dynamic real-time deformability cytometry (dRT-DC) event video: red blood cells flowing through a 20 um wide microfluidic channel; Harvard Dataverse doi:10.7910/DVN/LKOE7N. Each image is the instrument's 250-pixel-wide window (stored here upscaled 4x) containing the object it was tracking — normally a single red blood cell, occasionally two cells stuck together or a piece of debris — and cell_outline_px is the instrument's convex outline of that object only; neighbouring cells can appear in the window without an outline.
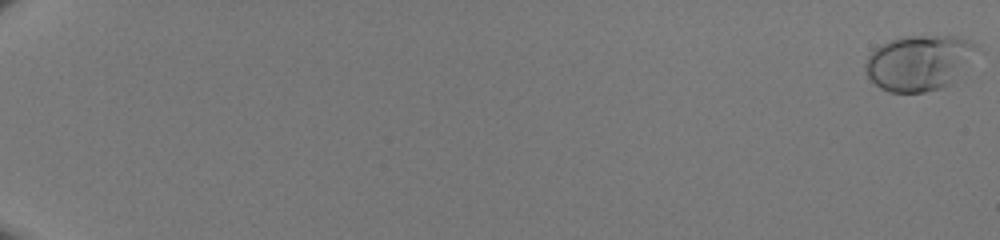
{"species": "human", "species_latin": "Homo sapiens", "temperature_condition": "room temperature", "stored_images_in_passage": 52, "camera_frame_rate_fps": 3000, "um_per_image_px": 0.085, "donor": {"sex": "male"}, "frame": {"image": 1, "passage_image": 1, "time_ms": 0.0, "image_size_px": [1000, 240], "cell_outline_px": [[984, 52], [952, 84], [940, 88], [924, 92], [888, 92], [880, 88], [864, 72], [864, 64], [868, 56], [880, 44], [904, 36], [960, 36], [972, 40]], "centroid_in_image_um": [78.25, 5.32], "position_along_channel_um": 6.8, "area_um2": 37.11}}
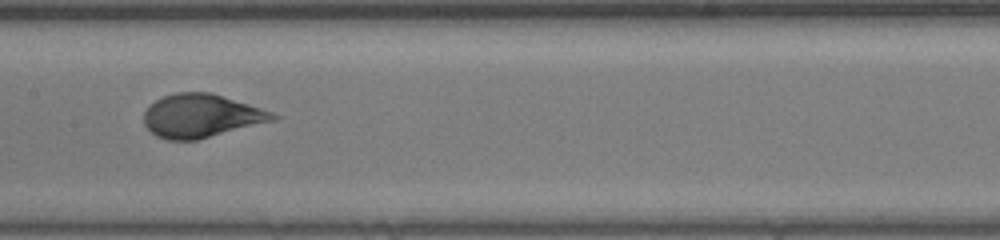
{"frame": {"image": 2, "passage_image": 31, "time_ms": 10.0, "image_size_px": [1000, 240], "cell_outline_px": [[280, 116], [276, 120], [196, 140], [168, 140], [156, 136], [144, 124], [144, 112], [156, 100], [164, 96], [176, 92], [212, 92], [272, 112]], "centroid_in_image_um": [17.11, 9.85], "position_along_channel_um": 190.3, "area_um2": 32.37}}
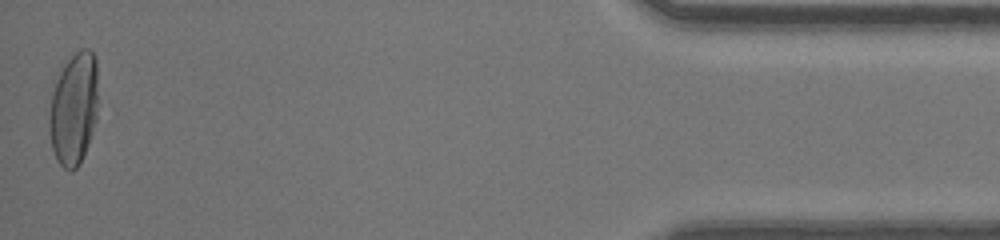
{"frame": {"image": 3, "passage_image": 52, "time_ms": 17.0, "image_size_px": [1000, 240], "cell_outline_px": [[96, 120], [88, 144], [80, 164], [72, 172], [68, 172], [56, 160], [52, 148], [48, 128], [48, 120], [52, 80], [68, 60], [80, 48], [88, 48], [92, 52], [96, 60]], "centroid_in_image_um": [6.22, 9.25], "position_along_channel_um": 429.0, "area_um2": 32.54}}